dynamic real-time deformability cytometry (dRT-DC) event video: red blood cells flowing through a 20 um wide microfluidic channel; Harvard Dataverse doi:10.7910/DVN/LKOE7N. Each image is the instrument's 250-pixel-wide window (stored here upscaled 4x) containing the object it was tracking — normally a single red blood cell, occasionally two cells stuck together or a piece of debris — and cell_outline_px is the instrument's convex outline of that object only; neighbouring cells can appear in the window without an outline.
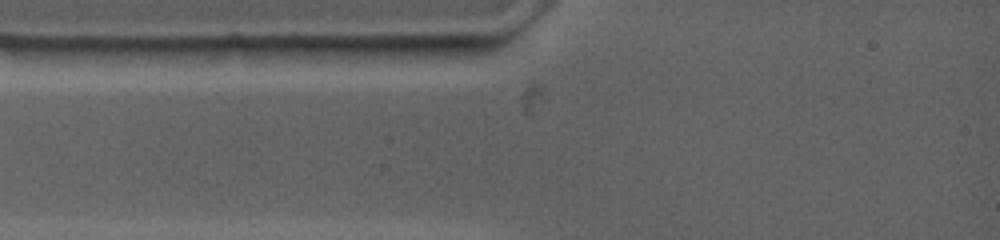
{"species": "common noctule bat (a hibernating species)", "species_latin": "Nyctalus noctula", "temperature_condition": "warm", "stored_images_in_passage": 2, "camera_frame_rate_fps": 4500, "um_per_image_px": 0.085, "animal": {"sex": "female", "body_mass_g": 19.0, "forearm_length_mm": 53.3}, "frame": {"image": 1, "passage_image": 2, "time_ms": 0.889, "image_size_px": [1000, 240], "cell_outline_px": [[500, 44], [496, 48], [472, 60], [388, 56], [364, 48], [412, 44]], "centroid_in_image_um": [37.11, 4.32], "position_along_channel_um": 47.9, "area_um2": 10.98}}